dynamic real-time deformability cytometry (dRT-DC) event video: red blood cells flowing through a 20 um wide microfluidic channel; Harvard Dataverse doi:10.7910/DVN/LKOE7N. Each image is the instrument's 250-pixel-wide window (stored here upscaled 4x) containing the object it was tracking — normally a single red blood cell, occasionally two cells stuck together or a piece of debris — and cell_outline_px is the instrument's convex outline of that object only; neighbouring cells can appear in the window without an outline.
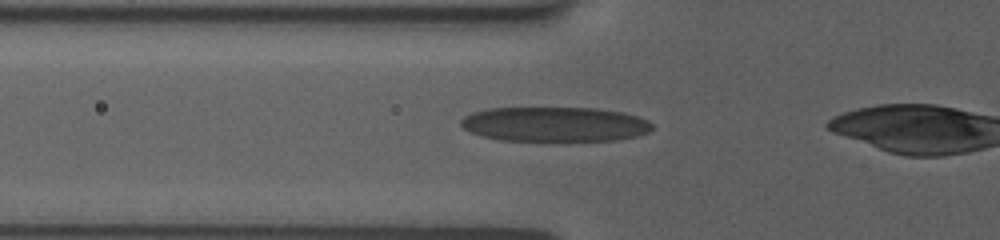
{"species": "human", "species_latin": "Homo sapiens", "temperature_condition": "room temperature", "stored_images_in_passage": 16, "camera_frame_rate_fps": 3000, "um_per_image_px": 0.085, "donor": {"sex": "female"}, "frame": {"image": 1, "passage_image": 15, "time_ms": 4.667, "image_size_px": [1000, 240], "cell_outline_px": [[652, 128], [648, 132], [636, 136], [616, 140], [564, 144], [548, 144], [500, 140], [480, 136], [464, 128], [460, 124], [460, 120], [464, 116], [472, 112], [488, 108], [596, 108], [624, 112], [648, 120], [652, 124]], "centroid_in_image_um": [47.15, 10.62], "position_along_channel_um": 78.7, "area_um2": 40.52}}